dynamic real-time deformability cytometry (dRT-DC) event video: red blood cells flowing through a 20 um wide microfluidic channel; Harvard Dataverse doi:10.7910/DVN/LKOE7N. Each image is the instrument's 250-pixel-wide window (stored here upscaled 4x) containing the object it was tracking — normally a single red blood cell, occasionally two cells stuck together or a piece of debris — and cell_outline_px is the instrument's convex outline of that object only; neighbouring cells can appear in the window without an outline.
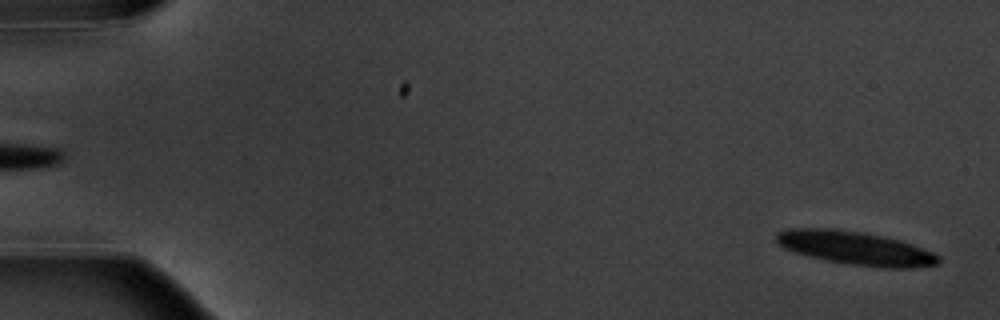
{"species": "common noctule bat (a hibernating species)", "species_latin": "Nyctalus noctula", "temperature_condition": "warm", "stored_images_in_passage": 5, "segment_of_instrument_passage": [2, 2], "camera_frame_rate_fps": 3000, "um_per_image_px": 0.085, "animal": {"sex": "male", "body_mass_g": 20.1, "forearm_length_mm": 53.5}, "frame": {"image": 1, "passage_image": 5, "time_ms": 4.333, "image_size_px": [1000, 320], "cell_outline_px": [[940, 260], [936, 264], [912, 268], [884, 268], [852, 264], [828, 260], [808, 256], [784, 248], [776, 244], [776, 232], [788, 228], [836, 228], [864, 232], [900, 240], [912, 244], [932, 252], [940, 256]], "centroid_in_image_um": [72.68, 21.07], "position_along_channel_um": 12.3, "area_um2": 31.62}}